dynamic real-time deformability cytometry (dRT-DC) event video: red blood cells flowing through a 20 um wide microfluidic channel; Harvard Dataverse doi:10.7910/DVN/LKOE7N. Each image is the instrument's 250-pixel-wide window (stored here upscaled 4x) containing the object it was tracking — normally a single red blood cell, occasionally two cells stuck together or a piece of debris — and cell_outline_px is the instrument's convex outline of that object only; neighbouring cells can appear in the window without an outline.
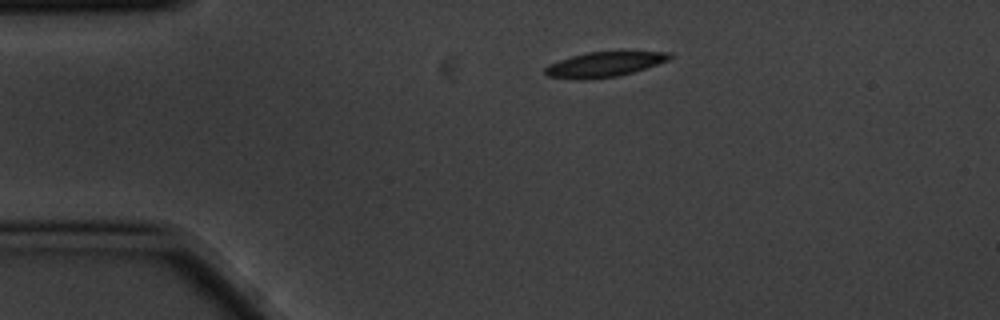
{"species": "common noctule bat (a hibernating species)", "species_latin": "Nyctalus noctula", "temperature_condition": "cold", "stored_images_in_passage": 3, "camera_frame_rate_fps": 3000, "um_per_image_px": 0.085, "animal": {"sex": "male", "body_mass_g": 20.1, "forearm_length_mm": 53.5}, "frame": {"image": 1, "passage_image": 1, "time_ms": 0.0, "image_size_px": [1000, 320], "cell_outline_px": [[672, 56], [668, 60], [632, 72], [616, 76], [584, 80], [572, 80], [548, 76], [544, 72], [544, 68], [548, 64], [572, 56], [588, 52], [668, 52]], "centroid_in_image_um": [51.27, 5.49], "position_along_channel_um": 33.7, "area_um2": 17.86}}
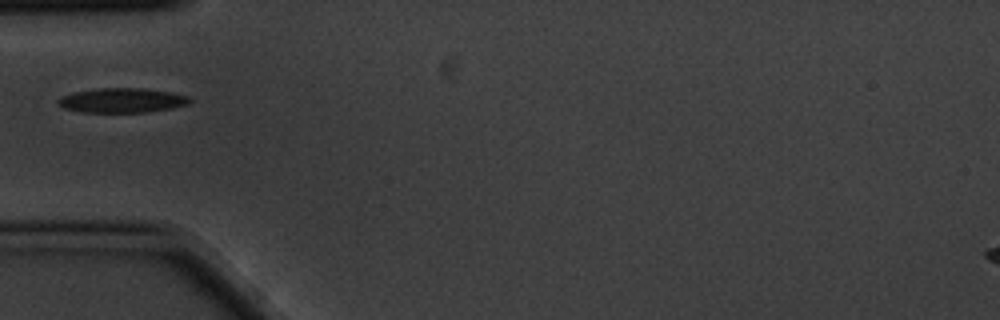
{"frame": {"image": 2, "passage_image": 3, "time_ms": 0.667, "image_size_px": [1000, 320], "cell_outline_px": [[192, 100], [188, 104], [168, 108], [144, 112], [80, 112], [64, 108], [56, 100], [72, 92], [100, 88], [144, 88], [168, 92], [188, 96]], "centroid_in_image_um": [10.35, 8.52], "position_along_channel_um": 74.7, "area_um2": 18.55}}